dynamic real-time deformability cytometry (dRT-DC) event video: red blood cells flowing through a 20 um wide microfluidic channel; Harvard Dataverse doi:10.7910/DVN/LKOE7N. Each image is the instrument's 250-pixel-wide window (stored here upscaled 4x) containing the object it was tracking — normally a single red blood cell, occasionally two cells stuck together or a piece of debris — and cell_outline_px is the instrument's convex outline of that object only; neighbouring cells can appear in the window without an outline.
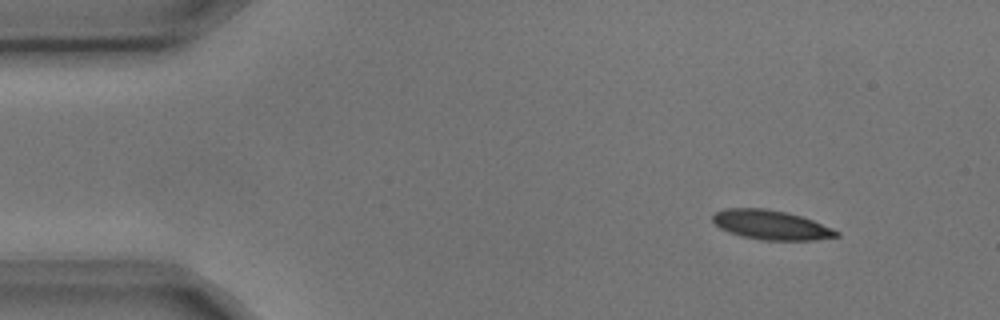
{"species": "common noctule bat (a hibernating species)", "species_latin": "Nyctalus noctula", "temperature_condition": "cold", "stored_images_in_passage": 4, "camera_frame_rate_fps": 3000, "um_per_image_px": 0.085, "animal": {"sex": "male", "body_mass_g": 17.9, "forearm_length_mm": 54.2}, "frame": {"image": 1, "passage_image": 1, "time_ms": 0.0, "image_size_px": [1000, 320], "cell_outline_px": [[840, 236], [816, 240], [764, 240], [740, 236], [728, 232], [720, 228], [712, 220], [712, 216], [716, 212], [724, 208], [764, 208], [788, 212], [812, 220], [832, 228], [840, 232]], "centroid_in_image_um": [65.54, 19.12], "position_along_channel_um": 19.5, "area_um2": 21.27}}
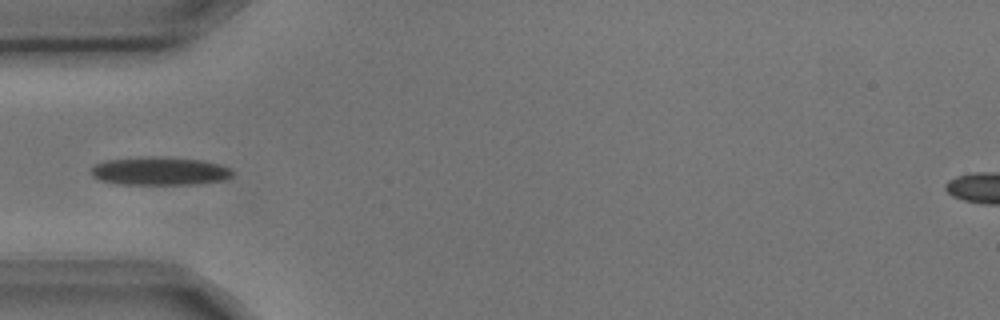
{"frame": {"image": 2, "passage_image": 4, "time_ms": 1.0, "image_size_px": [1000, 320], "cell_outline_px": [[232, 176], [228, 180], [196, 184], [116, 184], [100, 180], [92, 176], [92, 168], [96, 164], [104, 160], [148, 156], [164, 156], [200, 160], [220, 164], [232, 168]], "centroid_in_image_um": [13.61, 14.54], "position_along_channel_um": 71.4, "area_um2": 23.58}}